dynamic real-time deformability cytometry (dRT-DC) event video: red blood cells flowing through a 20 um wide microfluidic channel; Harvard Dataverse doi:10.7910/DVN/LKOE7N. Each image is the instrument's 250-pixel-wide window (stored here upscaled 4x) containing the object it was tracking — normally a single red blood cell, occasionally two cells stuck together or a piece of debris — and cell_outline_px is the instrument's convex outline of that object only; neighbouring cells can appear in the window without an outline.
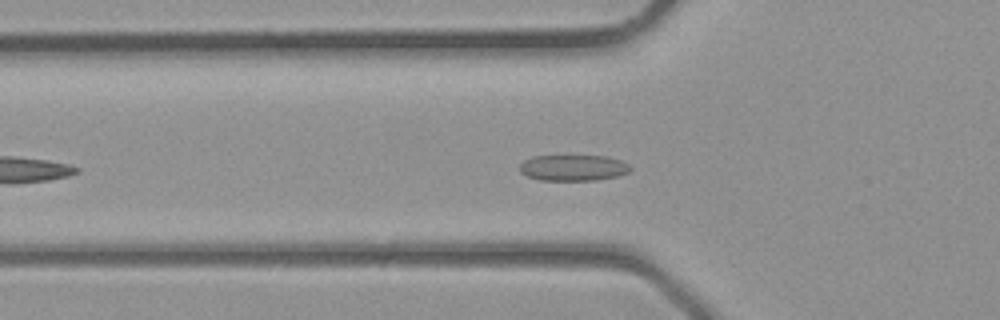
{"species": "common noctule bat (a hibernating species)", "species_latin": "Nyctalus noctula", "temperature_condition": "room temperature", "stored_images_in_passage": 29, "camera_frame_rate_fps": 3000, "um_per_image_px": 0.085, "animal": {"sex": "male", "body_mass_g": 23.1, "forearm_length_mm": 52.7}, "frame": {"image": 1, "passage_image": 6, "time_ms": 1.667, "image_size_px": [1000, 320], "cell_outline_px": [[632, 168], [628, 172], [616, 176], [596, 180], [540, 180], [528, 176], [520, 172], [520, 164], [524, 160], [532, 156], [608, 156], [620, 160], [628, 164]], "centroid_in_image_um": [48.72, 14.25], "position_along_channel_um": 77.1, "area_um2": 16.7}}
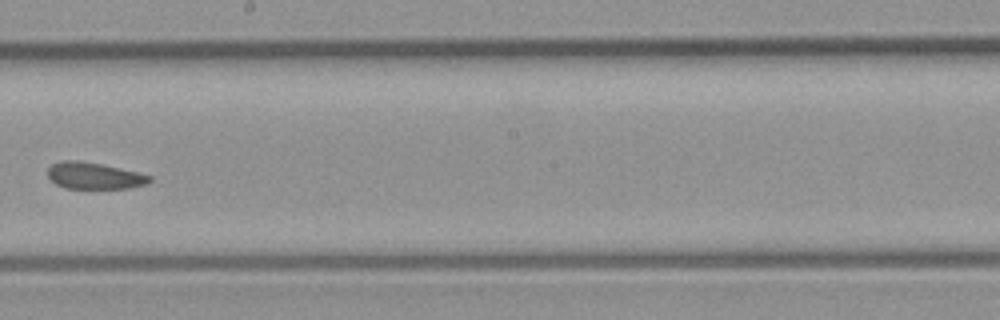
{"frame": {"image": 2, "passage_image": 15, "time_ms": 4.667, "image_size_px": [1000, 320], "cell_outline_px": [[152, 180], [148, 184], [128, 188], [64, 188], [56, 184], [48, 176], [48, 168], [52, 164], [60, 160], [80, 160], [120, 168], [152, 176]], "centroid_in_image_um": [8.0, 14.93], "position_along_channel_um": 240.2, "area_um2": 15.78}}
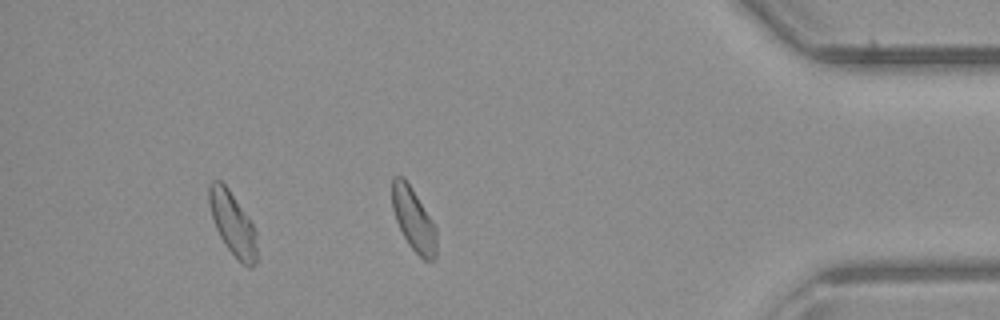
{"frame": {"image": 3, "passage_image": 26, "time_ms": 8.333, "image_size_px": [1000, 320], "cell_outline_px": [[256, 260], [252, 268], [248, 268], [228, 248], [220, 236], [216, 228], [212, 216], [208, 200], [208, 184], [212, 180], [220, 180], [228, 188], [248, 216], [256, 232]], "centroid_in_image_um": [19.76, 18.96], "position_along_channel_um": 415.4, "area_um2": 17.34}}